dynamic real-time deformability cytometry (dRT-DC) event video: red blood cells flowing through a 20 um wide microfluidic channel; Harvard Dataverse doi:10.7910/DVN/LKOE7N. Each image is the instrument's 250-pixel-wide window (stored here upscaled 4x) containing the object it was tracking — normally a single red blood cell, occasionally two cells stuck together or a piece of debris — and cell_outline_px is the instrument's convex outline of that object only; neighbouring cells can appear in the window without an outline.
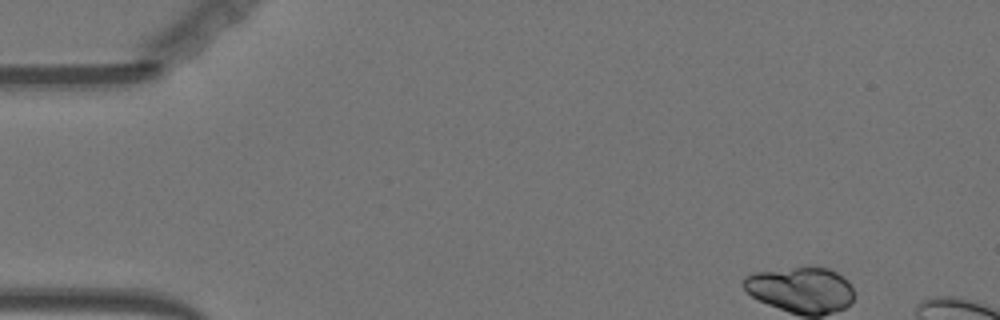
{"species": "Egyptian fruit bat (a non-hibernating species)", "species_latin": "Rousettus aegyptiacus", "temperature_condition": "warm", "stored_images_in_passage": 4, "camera_frame_rate_fps": 3000, "um_per_image_px": 0.085, "animal": {"sex": "female"}, "frame": {"image": 1, "passage_image": 1, "time_ms": 0.0, "image_size_px": [1000, 320], "cell_outline_px": [[256, 32], [248, 48], [208, 84], [188, 88], [188, 80], [208, 56], [240, 24], [244, 24], [256, 28]], "centroid_in_image_um": [18.98, 4.73], "position_along_channel_um": 66.0, "area_um2": 11.79}}